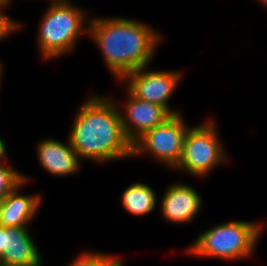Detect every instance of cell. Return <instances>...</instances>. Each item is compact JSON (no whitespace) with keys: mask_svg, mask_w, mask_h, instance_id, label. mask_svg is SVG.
<instances>
[{"mask_svg":"<svg viewBox=\"0 0 267 266\" xmlns=\"http://www.w3.org/2000/svg\"><path fill=\"white\" fill-rule=\"evenodd\" d=\"M115 100L91 94L79 107L68 139L81 160L104 163L132 158V144L123 131Z\"/></svg>","mask_w":267,"mask_h":266,"instance_id":"1","label":"cell"},{"mask_svg":"<svg viewBox=\"0 0 267 266\" xmlns=\"http://www.w3.org/2000/svg\"><path fill=\"white\" fill-rule=\"evenodd\" d=\"M88 36L99 47L108 71L121 81L150 64L162 35L150 25L126 17H91Z\"/></svg>","mask_w":267,"mask_h":266,"instance_id":"2","label":"cell"},{"mask_svg":"<svg viewBox=\"0 0 267 266\" xmlns=\"http://www.w3.org/2000/svg\"><path fill=\"white\" fill-rule=\"evenodd\" d=\"M262 231L263 225L259 222L230 220L199 233L185 251L222 261L248 260L254 254Z\"/></svg>","mask_w":267,"mask_h":266,"instance_id":"3","label":"cell"},{"mask_svg":"<svg viewBox=\"0 0 267 266\" xmlns=\"http://www.w3.org/2000/svg\"><path fill=\"white\" fill-rule=\"evenodd\" d=\"M85 17V11L71 0L51 2L39 22L37 34L42 60L56 59L74 51L81 34L89 33L90 21Z\"/></svg>","mask_w":267,"mask_h":266,"instance_id":"4","label":"cell"},{"mask_svg":"<svg viewBox=\"0 0 267 266\" xmlns=\"http://www.w3.org/2000/svg\"><path fill=\"white\" fill-rule=\"evenodd\" d=\"M214 120L188 127L180 162L175 170L187 171L193 177H204L228 160L223 141Z\"/></svg>","mask_w":267,"mask_h":266,"instance_id":"5","label":"cell"},{"mask_svg":"<svg viewBox=\"0 0 267 266\" xmlns=\"http://www.w3.org/2000/svg\"><path fill=\"white\" fill-rule=\"evenodd\" d=\"M188 127L181 113L172 115L163 124L146 132L132 145V157L150 154L164 167L175 169L180 162Z\"/></svg>","mask_w":267,"mask_h":266,"instance_id":"6","label":"cell"},{"mask_svg":"<svg viewBox=\"0 0 267 266\" xmlns=\"http://www.w3.org/2000/svg\"><path fill=\"white\" fill-rule=\"evenodd\" d=\"M148 65L128 73L121 81L138 99L158 104L171 115L180 114L179 110L171 109L169 100L182 79V71L148 70Z\"/></svg>","mask_w":267,"mask_h":266,"instance_id":"7","label":"cell"},{"mask_svg":"<svg viewBox=\"0 0 267 266\" xmlns=\"http://www.w3.org/2000/svg\"><path fill=\"white\" fill-rule=\"evenodd\" d=\"M127 99L119 107L122 127L128 141L133 145L154 127L163 124L172 115L162 106L136 98L126 89Z\"/></svg>","mask_w":267,"mask_h":266,"instance_id":"8","label":"cell"},{"mask_svg":"<svg viewBox=\"0 0 267 266\" xmlns=\"http://www.w3.org/2000/svg\"><path fill=\"white\" fill-rule=\"evenodd\" d=\"M160 203L162 216L167 222L186 224L200 213L202 197L188 183L173 182L166 187Z\"/></svg>","mask_w":267,"mask_h":266,"instance_id":"9","label":"cell"},{"mask_svg":"<svg viewBox=\"0 0 267 266\" xmlns=\"http://www.w3.org/2000/svg\"><path fill=\"white\" fill-rule=\"evenodd\" d=\"M42 258L28 227H3L0 266H42Z\"/></svg>","mask_w":267,"mask_h":266,"instance_id":"10","label":"cell"},{"mask_svg":"<svg viewBox=\"0 0 267 266\" xmlns=\"http://www.w3.org/2000/svg\"><path fill=\"white\" fill-rule=\"evenodd\" d=\"M36 150L41 167L52 176L66 177L78 173L81 169V159L69 139L67 143H63L45 138L37 144Z\"/></svg>","mask_w":267,"mask_h":266,"instance_id":"11","label":"cell"},{"mask_svg":"<svg viewBox=\"0 0 267 266\" xmlns=\"http://www.w3.org/2000/svg\"><path fill=\"white\" fill-rule=\"evenodd\" d=\"M23 178L24 180L2 200V227H28L41 208L43 201L40 194H20L21 188L25 187L23 185L29 181L25 174Z\"/></svg>","mask_w":267,"mask_h":266,"instance_id":"12","label":"cell"},{"mask_svg":"<svg viewBox=\"0 0 267 266\" xmlns=\"http://www.w3.org/2000/svg\"><path fill=\"white\" fill-rule=\"evenodd\" d=\"M157 202L156 191L140 181L129 185L121 194V204L125 211L137 217L152 213Z\"/></svg>","mask_w":267,"mask_h":266,"instance_id":"13","label":"cell"},{"mask_svg":"<svg viewBox=\"0 0 267 266\" xmlns=\"http://www.w3.org/2000/svg\"><path fill=\"white\" fill-rule=\"evenodd\" d=\"M68 266H125L123 260L115 255L85 250L81 252Z\"/></svg>","mask_w":267,"mask_h":266,"instance_id":"14","label":"cell"},{"mask_svg":"<svg viewBox=\"0 0 267 266\" xmlns=\"http://www.w3.org/2000/svg\"><path fill=\"white\" fill-rule=\"evenodd\" d=\"M23 180V173L12 168L6 160L0 161V200H3Z\"/></svg>","mask_w":267,"mask_h":266,"instance_id":"15","label":"cell"},{"mask_svg":"<svg viewBox=\"0 0 267 266\" xmlns=\"http://www.w3.org/2000/svg\"><path fill=\"white\" fill-rule=\"evenodd\" d=\"M6 8V6L0 5V41L3 39H6L8 36L12 33H14L16 30L21 29L22 23L19 21H15L11 19L9 16L6 15L5 12H3Z\"/></svg>","mask_w":267,"mask_h":266,"instance_id":"16","label":"cell"},{"mask_svg":"<svg viewBox=\"0 0 267 266\" xmlns=\"http://www.w3.org/2000/svg\"><path fill=\"white\" fill-rule=\"evenodd\" d=\"M8 156L7 146L4 140L0 137V161H5Z\"/></svg>","mask_w":267,"mask_h":266,"instance_id":"17","label":"cell"},{"mask_svg":"<svg viewBox=\"0 0 267 266\" xmlns=\"http://www.w3.org/2000/svg\"><path fill=\"white\" fill-rule=\"evenodd\" d=\"M3 255V227H0V258Z\"/></svg>","mask_w":267,"mask_h":266,"instance_id":"18","label":"cell"},{"mask_svg":"<svg viewBox=\"0 0 267 266\" xmlns=\"http://www.w3.org/2000/svg\"><path fill=\"white\" fill-rule=\"evenodd\" d=\"M12 0H0V5L8 7Z\"/></svg>","mask_w":267,"mask_h":266,"instance_id":"19","label":"cell"},{"mask_svg":"<svg viewBox=\"0 0 267 266\" xmlns=\"http://www.w3.org/2000/svg\"><path fill=\"white\" fill-rule=\"evenodd\" d=\"M3 69L4 68L2 66V63L0 62V87H1L2 77H3L2 75H3V72H4Z\"/></svg>","mask_w":267,"mask_h":266,"instance_id":"20","label":"cell"},{"mask_svg":"<svg viewBox=\"0 0 267 266\" xmlns=\"http://www.w3.org/2000/svg\"><path fill=\"white\" fill-rule=\"evenodd\" d=\"M1 213H2V200H0V227L2 226V224H1Z\"/></svg>","mask_w":267,"mask_h":266,"instance_id":"21","label":"cell"},{"mask_svg":"<svg viewBox=\"0 0 267 266\" xmlns=\"http://www.w3.org/2000/svg\"><path fill=\"white\" fill-rule=\"evenodd\" d=\"M262 5L267 7V0H258Z\"/></svg>","mask_w":267,"mask_h":266,"instance_id":"22","label":"cell"},{"mask_svg":"<svg viewBox=\"0 0 267 266\" xmlns=\"http://www.w3.org/2000/svg\"><path fill=\"white\" fill-rule=\"evenodd\" d=\"M48 1L53 2V1H63V0H48Z\"/></svg>","mask_w":267,"mask_h":266,"instance_id":"23","label":"cell"}]
</instances>
